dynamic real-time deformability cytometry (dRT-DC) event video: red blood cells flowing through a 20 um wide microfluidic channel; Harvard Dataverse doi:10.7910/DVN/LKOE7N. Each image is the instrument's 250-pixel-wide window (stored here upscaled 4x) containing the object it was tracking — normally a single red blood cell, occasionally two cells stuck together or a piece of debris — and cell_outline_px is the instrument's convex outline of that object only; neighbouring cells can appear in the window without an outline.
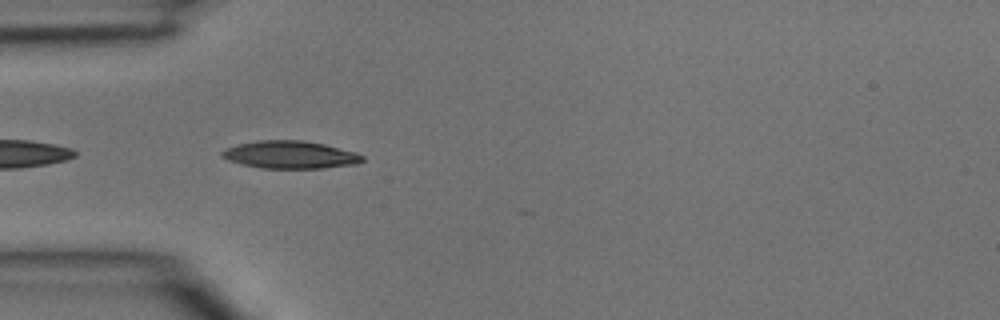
{"species": "common noctule bat (a hibernating species)", "species_latin": "Nyctalus noctula", "temperature_condition": "room temperature", "stored_images_in_passage": 5, "camera_frame_rate_fps": 3000, "um_per_image_px": 0.085, "animal": {"sex": "male", "body_mass_g": 15.6}, "frame": {"image": 1, "passage_image": 4, "time_ms": 1.0, "image_size_px": [1000, 320], "cell_outline_px": [[364, 160], [356, 164], [324, 168], [260, 168], [228, 160], [220, 156], [220, 152], [236, 144], [256, 140], [300, 140], [324, 144], [356, 152], [364, 156]], "centroid_in_image_um": [24.66, 13.15], "position_along_channel_um": 60.3, "area_um2": 22.6}}